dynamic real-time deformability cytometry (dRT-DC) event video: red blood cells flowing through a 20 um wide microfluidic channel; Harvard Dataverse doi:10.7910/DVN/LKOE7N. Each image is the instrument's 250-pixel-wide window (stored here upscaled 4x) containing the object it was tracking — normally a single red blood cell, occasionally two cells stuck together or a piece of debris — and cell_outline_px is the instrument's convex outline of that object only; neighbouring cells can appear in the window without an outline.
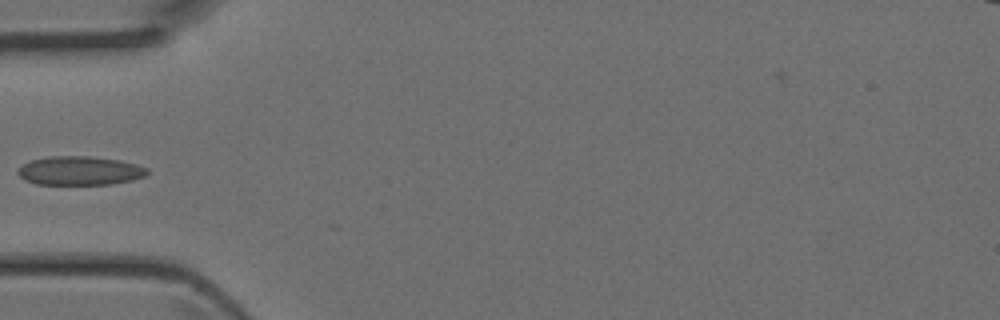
{"species": "Egyptian fruit bat (a non-hibernating species)", "species_latin": "Rousettus aegyptiacus", "temperature_condition": "room temperature", "stored_images_in_passage": 4, "camera_frame_rate_fps": 3000, "um_per_image_px": 0.085, "animal": {"sex": "female"}, "frame": {"image": 1, "passage_image": 4, "time_ms": 1.0, "image_size_px": [1000, 320], "cell_outline_px": [[148, 172], [144, 176], [132, 180], [112, 184], [36, 184], [24, 180], [16, 172], [24, 164], [32, 160], [48, 156], [88, 156], [120, 160], [136, 164], [148, 168]], "centroid_in_image_um": [6.78, 14.51], "position_along_channel_um": 78.2, "area_um2": 21.68}}